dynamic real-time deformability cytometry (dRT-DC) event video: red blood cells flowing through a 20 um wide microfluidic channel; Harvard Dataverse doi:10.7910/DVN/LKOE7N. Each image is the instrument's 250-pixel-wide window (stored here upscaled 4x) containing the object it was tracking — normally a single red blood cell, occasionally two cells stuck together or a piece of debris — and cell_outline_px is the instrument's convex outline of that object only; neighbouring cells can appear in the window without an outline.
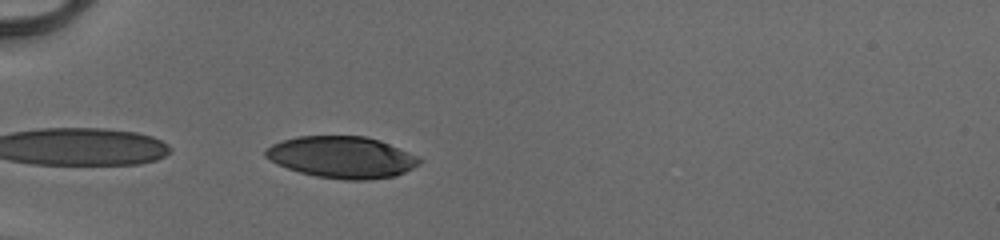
{"species": "human", "species_latin": "Homo sapiens", "temperature_condition": "cold", "stored_images_in_passage": 35, "camera_frame_rate_fps": 3000, "um_per_image_px": 0.085, "donor": {"sex": "male"}, "frame": {"image": 1, "passage_image": 1, "time_ms": 0.0, "image_size_px": [1000, 240], "cell_outline_px": [[420, 164], [396, 176], [372, 180], [344, 180], [316, 176], [300, 172], [276, 164], [264, 156], [264, 148], [280, 140], [296, 136], [364, 136], [380, 140], [420, 156]], "centroid_in_image_um": [29.05, 13.36], "position_along_channel_um": 55.9, "area_um2": 37.74}}
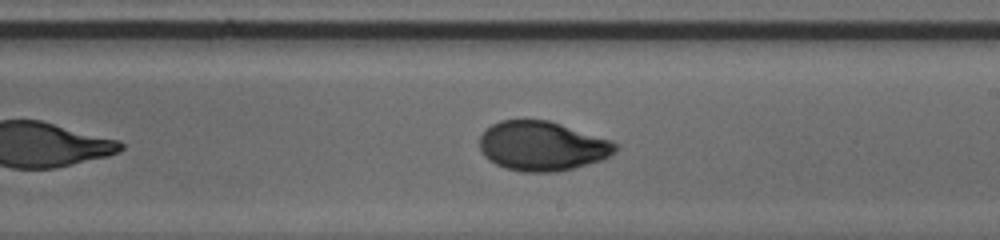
{"frame": {"image": 2, "passage_image": 16, "time_ms": 5.0, "image_size_px": [1000, 240], "cell_outline_px": [[616, 152], [600, 160], [572, 168], [556, 172], [524, 172], [504, 168], [488, 160], [484, 156], [480, 148], [480, 136], [492, 124], [500, 120], [548, 120], [612, 140], [616, 144]], "centroid_in_image_um": [46.06, 12.41], "position_along_channel_um": 242.9, "area_um2": 38.96}}
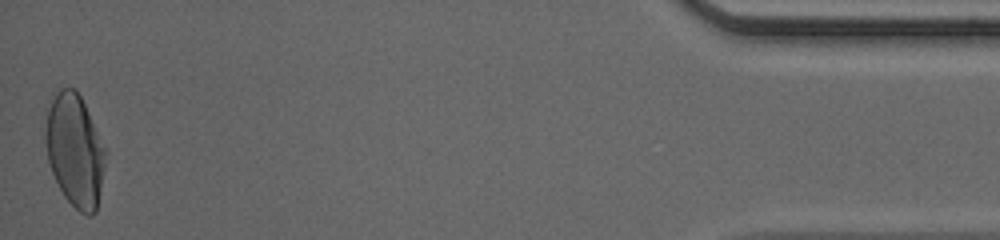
{"frame": {"image": 3, "passage_image": 35, "time_ms": 11.333, "image_size_px": [1000, 240], "cell_outline_px": [[108, 152], [96, 212], [92, 216], [88, 216], [80, 212], [64, 196], [52, 172], [48, 160], [44, 140], [44, 132], [48, 108], [56, 92], [60, 88], [72, 88], [80, 96]], "centroid_in_image_um": [6.37, 12.81], "position_along_channel_um": 428.8, "area_um2": 39.36}, "authors_computed_cell_mechanics": {"area_um2": 39.1306, "velocity_mm_per_s": 4.1323, "shape_relaxation_time_tau1_ms": 4.3679, "shape_relaxation_time_tau2_ms": 0.9967, "deformation_change_tau1": 0.1916, "deformation_change_tau2": 0.0421}}